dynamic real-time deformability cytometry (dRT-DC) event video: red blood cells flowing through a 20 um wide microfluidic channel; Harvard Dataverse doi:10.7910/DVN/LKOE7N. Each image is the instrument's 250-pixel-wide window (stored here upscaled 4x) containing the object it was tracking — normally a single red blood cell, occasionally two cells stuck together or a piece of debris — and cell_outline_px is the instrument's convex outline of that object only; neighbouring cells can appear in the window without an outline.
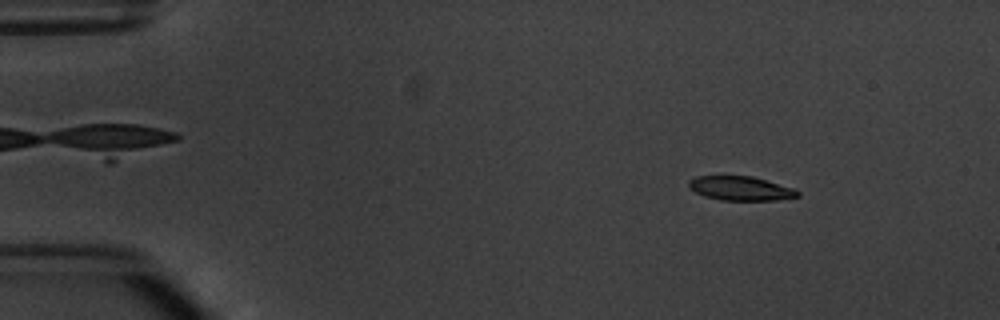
{"species": "common noctule bat (a hibernating species)", "species_latin": "Nyctalus noctula", "temperature_condition": "warm", "stored_images_in_passage": 6, "camera_frame_rate_fps": 3000, "um_per_image_px": 0.085, "animal": {"sex": "male", "body_mass_g": 20.1, "forearm_length_mm": 53.5}, "frame": {"image": 1, "passage_image": 2, "time_ms": 1.333, "image_size_px": [1000, 320], "cell_outline_px": [[800, 196], [776, 200], [720, 200], [704, 196], [688, 188], [688, 180], [696, 176], [752, 176], [792, 188], [800, 192]], "centroid_in_image_um": [62.91, 16.01], "position_along_channel_um": 22.1, "area_um2": 15.26}}
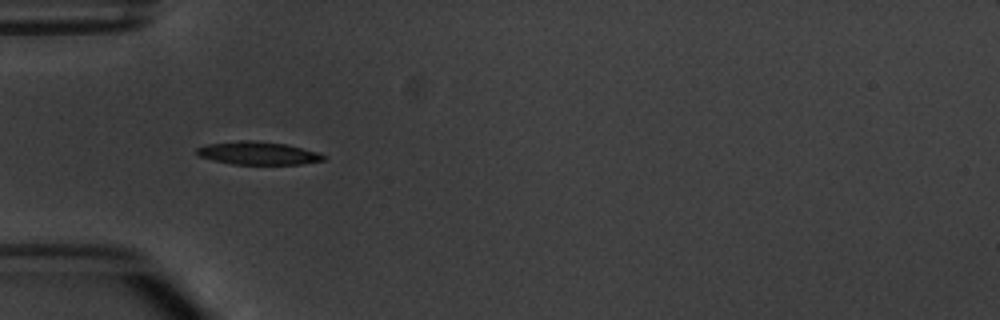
{"frame": {"image": 2, "passage_image": 5, "time_ms": 4.667, "image_size_px": [1000, 320], "cell_outline_px": [[324, 160], [300, 164], [232, 164], [212, 160], [196, 156], [196, 148], [208, 144], [240, 140], [248, 140], [284, 144], [320, 152], [324, 156]], "centroid_in_image_um": [21.88, 13.02], "position_along_channel_um": 63.1, "area_um2": 16.88}}